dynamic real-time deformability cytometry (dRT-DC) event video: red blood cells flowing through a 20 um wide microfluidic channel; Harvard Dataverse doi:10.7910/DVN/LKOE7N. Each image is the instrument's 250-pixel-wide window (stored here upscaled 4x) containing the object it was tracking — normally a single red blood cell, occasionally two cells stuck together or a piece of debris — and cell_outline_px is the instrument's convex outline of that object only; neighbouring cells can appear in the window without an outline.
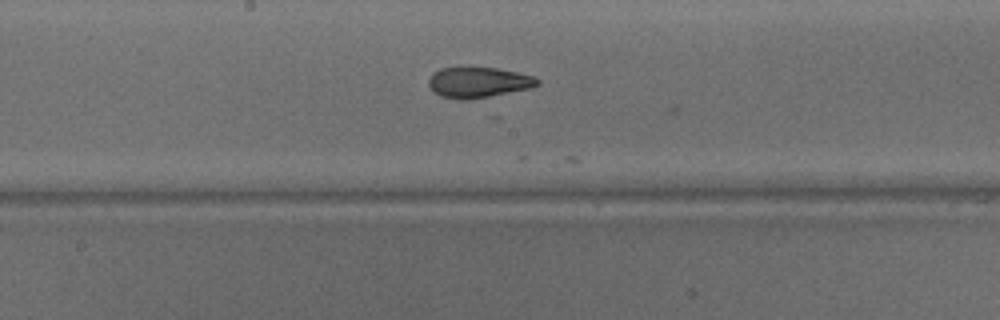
{"species": "common noctule bat (a hibernating species)", "species_latin": "Nyctalus noctula", "temperature_condition": "warm", "stored_images_in_passage": 12, "camera_frame_rate_fps": 3000, "um_per_image_px": 0.085, "animal": {"sex": "male", "body_mass_g": 15.6}, "frame": {"image": 1, "passage_image": 6, "time_ms": 1.667, "image_size_px": [1000, 320], "cell_outline_px": [[540, 84], [532, 88], [488, 96], [464, 100], [456, 100], [440, 96], [432, 92], [428, 84], [428, 80], [432, 72], [440, 68], [468, 64], [496, 68], [516, 72], [532, 76], [540, 80]], "centroid_in_image_um": [40.58, 6.96], "position_along_channel_um": 207.6, "area_um2": 20.17}}